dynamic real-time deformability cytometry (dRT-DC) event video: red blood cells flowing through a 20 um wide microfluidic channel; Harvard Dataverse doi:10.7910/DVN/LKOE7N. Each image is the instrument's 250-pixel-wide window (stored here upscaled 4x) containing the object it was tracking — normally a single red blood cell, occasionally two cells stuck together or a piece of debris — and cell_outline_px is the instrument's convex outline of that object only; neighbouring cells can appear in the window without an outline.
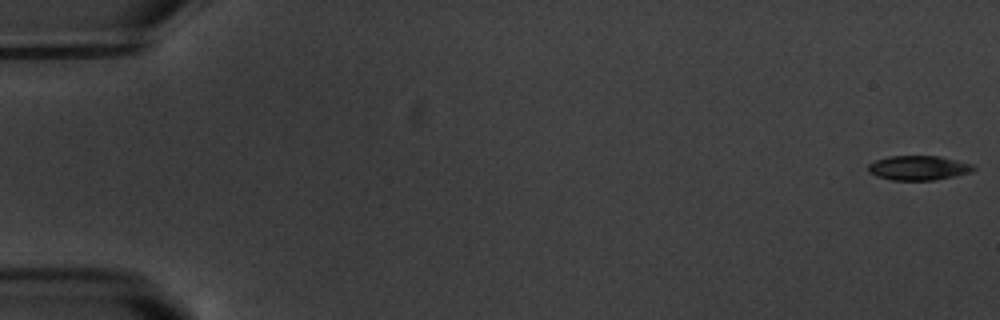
{"species": "common noctule bat (a hibernating species)", "species_latin": "Nyctalus noctula", "temperature_condition": "warm", "stored_images_in_passage": 5, "camera_frame_rate_fps": 3000, "um_per_image_px": 0.085, "animal": {"sex": "male", "body_mass_g": 20.1, "forearm_length_mm": 53.5}, "frame": {"image": 1, "passage_image": 1, "time_ms": 0.0, "image_size_px": [1000, 320], "cell_outline_px": [[976, 168], [972, 172], [932, 180], [892, 180], [876, 176], [868, 172], [868, 164], [876, 160], [888, 156], [940, 156], [972, 164]], "centroid_in_image_um": [78.05, 14.26], "position_along_channel_um": 7.0, "area_um2": 14.97}}
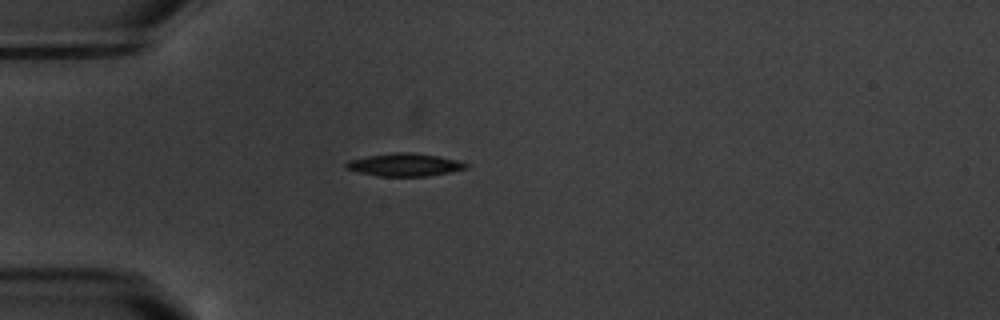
{"frame": {"image": 2, "passage_image": 5, "time_ms": 5.333, "image_size_px": [1000, 320], "cell_outline_px": [[468, 168], [428, 176], [380, 176], [360, 172], [344, 168], [344, 164], [348, 160], [368, 156], [396, 152], [412, 152], [440, 156], [456, 160], [468, 164]], "centroid_in_image_um": [34.38, 14.0], "position_along_channel_um": 50.6, "area_um2": 15.84}}